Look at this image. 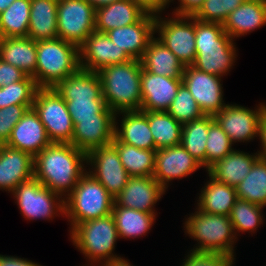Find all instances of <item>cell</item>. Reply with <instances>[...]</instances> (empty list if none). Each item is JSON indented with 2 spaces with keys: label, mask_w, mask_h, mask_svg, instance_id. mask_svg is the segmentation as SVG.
<instances>
[{
  "label": "cell",
  "mask_w": 266,
  "mask_h": 266,
  "mask_svg": "<svg viewBox=\"0 0 266 266\" xmlns=\"http://www.w3.org/2000/svg\"><path fill=\"white\" fill-rule=\"evenodd\" d=\"M37 41L29 37L0 38V59L28 76L36 71Z\"/></svg>",
  "instance_id": "29"
},
{
  "label": "cell",
  "mask_w": 266,
  "mask_h": 266,
  "mask_svg": "<svg viewBox=\"0 0 266 266\" xmlns=\"http://www.w3.org/2000/svg\"><path fill=\"white\" fill-rule=\"evenodd\" d=\"M71 143L86 154L91 150L112 143L115 116L75 119Z\"/></svg>",
  "instance_id": "21"
},
{
  "label": "cell",
  "mask_w": 266,
  "mask_h": 266,
  "mask_svg": "<svg viewBox=\"0 0 266 266\" xmlns=\"http://www.w3.org/2000/svg\"><path fill=\"white\" fill-rule=\"evenodd\" d=\"M28 75L0 59V88L24 80Z\"/></svg>",
  "instance_id": "44"
},
{
  "label": "cell",
  "mask_w": 266,
  "mask_h": 266,
  "mask_svg": "<svg viewBox=\"0 0 266 266\" xmlns=\"http://www.w3.org/2000/svg\"><path fill=\"white\" fill-rule=\"evenodd\" d=\"M141 71V60L131 59L121 64L108 65L97 72L106 106L115 114L140 110Z\"/></svg>",
  "instance_id": "4"
},
{
  "label": "cell",
  "mask_w": 266,
  "mask_h": 266,
  "mask_svg": "<svg viewBox=\"0 0 266 266\" xmlns=\"http://www.w3.org/2000/svg\"><path fill=\"white\" fill-rule=\"evenodd\" d=\"M222 77L205 73L193 66L184 68L182 83L194 97L204 115L214 116L227 104L224 100Z\"/></svg>",
  "instance_id": "15"
},
{
  "label": "cell",
  "mask_w": 266,
  "mask_h": 266,
  "mask_svg": "<svg viewBox=\"0 0 266 266\" xmlns=\"http://www.w3.org/2000/svg\"><path fill=\"white\" fill-rule=\"evenodd\" d=\"M235 188L239 199L266 207V159L259 157L252 170Z\"/></svg>",
  "instance_id": "37"
},
{
  "label": "cell",
  "mask_w": 266,
  "mask_h": 266,
  "mask_svg": "<svg viewBox=\"0 0 266 266\" xmlns=\"http://www.w3.org/2000/svg\"><path fill=\"white\" fill-rule=\"evenodd\" d=\"M156 15L155 36L186 66L196 59L195 18L167 13ZM158 33V34H157Z\"/></svg>",
  "instance_id": "10"
},
{
  "label": "cell",
  "mask_w": 266,
  "mask_h": 266,
  "mask_svg": "<svg viewBox=\"0 0 266 266\" xmlns=\"http://www.w3.org/2000/svg\"><path fill=\"white\" fill-rule=\"evenodd\" d=\"M166 192L153 176H132L129 177L122 191L114 198L113 206L158 214L155 206Z\"/></svg>",
  "instance_id": "18"
},
{
  "label": "cell",
  "mask_w": 266,
  "mask_h": 266,
  "mask_svg": "<svg viewBox=\"0 0 266 266\" xmlns=\"http://www.w3.org/2000/svg\"><path fill=\"white\" fill-rule=\"evenodd\" d=\"M147 118L155 150L181 145L183 125L167 111H147Z\"/></svg>",
  "instance_id": "34"
},
{
  "label": "cell",
  "mask_w": 266,
  "mask_h": 266,
  "mask_svg": "<svg viewBox=\"0 0 266 266\" xmlns=\"http://www.w3.org/2000/svg\"><path fill=\"white\" fill-rule=\"evenodd\" d=\"M235 146L219 124L213 120L209 124L206 142V171L216 162L233 151Z\"/></svg>",
  "instance_id": "41"
},
{
  "label": "cell",
  "mask_w": 266,
  "mask_h": 266,
  "mask_svg": "<svg viewBox=\"0 0 266 266\" xmlns=\"http://www.w3.org/2000/svg\"><path fill=\"white\" fill-rule=\"evenodd\" d=\"M264 209V207L247 200L237 199L229 215L237 238L241 236L240 232L242 234L248 232L253 236L258 228L264 225Z\"/></svg>",
  "instance_id": "38"
},
{
  "label": "cell",
  "mask_w": 266,
  "mask_h": 266,
  "mask_svg": "<svg viewBox=\"0 0 266 266\" xmlns=\"http://www.w3.org/2000/svg\"><path fill=\"white\" fill-rule=\"evenodd\" d=\"M212 115H204L198 120L190 121L182 127L181 145L206 169V142Z\"/></svg>",
  "instance_id": "35"
},
{
  "label": "cell",
  "mask_w": 266,
  "mask_h": 266,
  "mask_svg": "<svg viewBox=\"0 0 266 266\" xmlns=\"http://www.w3.org/2000/svg\"><path fill=\"white\" fill-rule=\"evenodd\" d=\"M138 5L144 12L159 15L165 14L166 9L169 8V0H130ZM165 11V12H164Z\"/></svg>",
  "instance_id": "46"
},
{
  "label": "cell",
  "mask_w": 266,
  "mask_h": 266,
  "mask_svg": "<svg viewBox=\"0 0 266 266\" xmlns=\"http://www.w3.org/2000/svg\"><path fill=\"white\" fill-rule=\"evenodd\" d=\"M114 216L119 239L141 238L152 230L158 214L147 213L132 208L113 206Z\"/></svg>",
  "instance_id": "32"
},
{
  "label": "cell",
  "mask_w": 266,
  "mask_h": 266,
  "mask_svg": "<svg viewBox=\"0 0 266 266\" xmlns=\"http://www.w3.org/2000/svg\"><path fill=\"white\" fill-rule=\"evenodd\" d=\"M31 0H15L0 14V38L27 37Z\"/></svg>",
  "instance_id": "36"
},
{
  "label": "cell",
  "mask_w": 266,
  "mask_h": 266,
  "mask_svg": "<svg viewBox=\"0 0 266 266\" xmlns=\"http://www.w3.org/2000/svg\"><path fill=\"white\" fill-rule=\"evenodd\" d=\"M183 221L186 236L196 244L190 250L198 252H218L236 255L238 238L229 216L203 213L195 207Z\"/></svg>",
  "instance_id": "6"
},
{
  "label": "cell",
  "mask_w": 266,
  "mask_h": 266,
  "mask_svg": "<svg viewBox=\"0 0 266 266\" xmlns=\"http://www.w3.org/2000/svg\"><path fill=\"white\" fill-rule=\"evenodd\" d=\"M80 68L98 72L101 68L121 64L132 58L114 44L106 33L94 31L79 47Z\"/></svg>",
  "instance_id": "17"
},
{
  "label": "cell",
  "mask_w": 266,
  "mask_h": 266,
  "mask_svg": "<svg viewBox=\"0 0 266 266\" xmlns=\"http://www.w3.org/2000/svg\"><path fill=\"white\" fill-rule=\"evenodd\" d=\"M175 0H169V4H173ZM178 7L176 6L172 13L179 16H194L200 7L202 6L204 0H177Z\"/></svg>",
  "instance_id": "45"
},
{
  "label": "cell",
  "mask_w": 266,
  "mask_h": 266,
  "mask_svg": "<svg viewBox=\"0 0 266 266\" xmlns=\"http://www.w3.org/2000/svg\"><path fill=\"white\" fill-rule=\"evenodd\" d=\"M53 89L64 99L72 118L88 119L96 116H115L106 106L99 74L79 69L58 82Z\"/></svg>",
  "instance_id": "3"
},
{
  "label": "cell",
  "mask_w": 266,
  "mask_h": 266,
  "mask_svg": "<svg viewBox=\"0 0 266 266\" xmlns=\"http://www.w3.org/2000/svg\"><path fill=\"white\" fill-rule=\"evenodd\" d=\"M246 0H204L198 12L193 16L202 22L223 24L228 15Z\"/></svg>",
  "instance_id": "42"
},
{
  "label": "cell",
  "mask_w": 266,
  "mask_h": 266,
  "mask_svg": "<svg viewBox=\"0 0 266 266\" xmlns=\"http://www.w3.org/2000/svg\"><path fill=\"white\" fill-rule=\"evenodd\" d=\"M156 16L146 13L138 22L106 32L110 40L132 58L141 60L155 36Z\"/></svg>",
  "instance_id": "20"
},
{
  "label": "cell",
  "mask_w": 266,
  "mask_h": 266,
  "mask_svg": "<svg viewBox=\"0 0 266 266\" xmlns=\"http://www.w3.org/2000/svg\"><path fill=\"white\" fill-rule=\"evenodd\" d=\"M266 26V0H246L223 23L224 31L236 41Z\"/></svg>",
  "instance_id": "25"
},
{
  "label": "cell",
  "mask_w": 266,
  "mask_h": 266,
  "mask_svg": "<svg viewBox=\"0 0 266 266\" xmlns=\"http://www.w3.org/2000/svg\"><path fill=\"white\" fill-rule=\"evenodd\" d=\"M39 87L32 76L0 88V108L10 105L33 107L35 94Z\"/></svg>",
  "instance_id": "39"
},
{
  "label": "cell",
  "mask_w": 266,
  "mask_h": 266,
  "mask_svg": "<svg viewBox=\"0 0 266 266\" xmlns=\"http://www.w3.org/2000/svg\"><path fill=\"white\" fill-rule=\"evenodd\" d=\"M112 144L116 147L120 161L130 177L153 176L156 150L140 149L122 143L115 137Z\"/></svg>",
  "instance_id": "33"
},
{
  "label": "cell",
  "mask_w": 266,
  "mask_h": 266,
  "mask_svg": "<svg viewBox=\"0 0 266 266\" xmlns=\"http://www.w3.org/2000/svg\"><path fill=\"white\" fill-rule=\"evenodd\" d=\"M87 167V172L98 180L113 198L122 191L130 177L112 143L88 152Z\"/></svg>",
  "instance_id": "14"
},
{
  "label": "cell",
  "mask_w": 266,
  "mask_h": 266,
  "mask_svg": "<svg viewBox=\"0 0 266 266\" xmlns=\"http://www.w3.org/2000/svg\"><path fill=\"white\" fill-rule=\"evenodd\" d=\"M51 143L38 114L31 108L14 126L6 145L27 152L34 158Z\"/></svg>",
  "instance_id": "22"
},
{
  "label": "cell",
  "mask_w": 266,
  "mask_h": 266,
  "mask_svg": "<svg viewBox=\"0 0 266 266\" xmlns=\"http://www.w3.org/2000/svg\"><path fill=\"white\" fill-rule=\"evenodd\" d=\"M114 198L91 174L86 172L74 189L64 198L68 232L79 223L112 213Z\"/></svg>",
  "instance_id": "8"
},
{
  "label": "cell",
  "mask_w": 266,
  "mask_h": 266,
  "mask_svg": "<svg viewBox=\"0 0 266 266\" xmlns=\"http://www.w3.org/2000/svg\"><path fill=\"white\" fill-rule=\"evenodd\" d=\"M69 236L87 261L82 266H101L122 257L114 251L119 237L112 213L79 223L70 230Z\"/></svg>",
  "instance_id": "5"
},
{
  "label": "cell",
  "mask_w": 266,
  "mask_h": 266,
  "mask_svg": "<svg viewBox=\"0 0 266 266\" xmlns=\"http://www.w3.org/2000/svg\"><path fill=\"white\" fill-rule=\"evenodd\" d=\"M146 12L130 0H119L96 8L95 30L106 33L138 22Z\"/></svg>",
  "instance_id": "28"
},
{
  "label": "cell",
  "mask_w": 266,
  "mask_h": 266,
  "mask_svg": "<svg viewBox=\"0 0 266 266\" xmlns=\"http://www.w3.org/2000/svg\"><path fill=\"white\" fill-rule=\"evenodd\" d=\"M80 69L79 47L60 38L37 41L36 71L39 88H53Z\"/></svg>",
  "instance_id": "7"
},
{
  "label": "cell",
  "mask_w": 266,
  "mask_h": 266,
  "mask_svg": "<svg viewBox=\"0 0 266 266\" xmlns=\"http://www.w3.org/2000/svg\"><path fill=\"white\" fill-rule=\"evenodd\" d=\"M58 0H31L27 37L34 41L58 38Z\"/></svg>",
  "instance_id": "31"
},
{
  "label": "cell",
  "mask_w": 266,
  "mask_h": 266,
  "mask_svg": "<svg viewBox=\"0 0 266 266\" xmlns=\"http://www.w3.org/2000/svg\"><path fill=\"white\" fill-rule=\"evenodd\" d=\"M0 266H43L27 258L0 254Z\"/></svg>",
  "instance_id": "47"
},
{
  "label": "cell",
  "mask_w": 266,
  "mask_h": 266,
  "mask_svg": "<svg viewBox=\"0 0 266 266\" xmlns=\"http://www.w3.org/2000/svg\"><path fill=\"white\" fill-rule=\"evenodd\" d=\"M114 137L122 143L140 149L155 150L154 139L148 123L147 111L138 110L116 113Z\"/></svg>",
  "instance_id": "24"
},
{
  "label": "cell",
  "mask_w": 266,
  "mask_h": 266,
  "mask_svg": "<svg viewBox=\"0 0 266 266\" xmlns=\"http://www.w3.org/2000/svg\"><path fill=\"white\" fill-rule=\"evenodd\" d=\"M96 8L87 0H58V38L80 47L95 31Z\"/></svg>",
  "instance_id": "12"
},
{
  "label": "cell",
  "mask_w": 266,
  "mask_h": 266,
  "mask_svg": "<svg viewBox=\"0 0 266 266\" xmlns=\"http://www.w3.org/2000/svg\"><path fill=\"white\" fill-rule=\"evenodd\" d=\"M258 158L257 151L249 154L246 151L234 149L206 172L217 181L236 187L252 170Z\"/></svg>",
  "instance_id": "26"
},
{
  "label": "cell",
  "mask_w": 266,
  "mask_h": 266,
  "mask_svg": "<svg viewBox=\"0 0 266 266\" xmlns=\"http://www.w3.org/2000/svg\"><path fill=\"white\" fill-rule=\"evenodd\" d=\"M10 194L27 221H52L65 216L64 198L34 177L20 183Z\"/></svg>",
  "instance_id": "9"
},
{
  "label": "cell",
  "mask_w": 266,
  "mask_h": 266,
  "mask_svg": "<svg viewBox=\"0 0 266 266\" xmlns=\"http://www.w3.org/2000/svg\"><path fill=\"white\" fill-rule=\"evenodd\" d=\"M91 5H93L95 8H98L100 6H104L119 0H87Z\"/></svg>",
  "instance_id": "49"
},
{
  "label": "cell",
  "mask_w": 266,
  "mask_h": 266,
  "mask_svg": "<svg viewBox=\"0 0 266 266\" xmlns=\"http://www.w3.org/2000/svg\"><path fill=\"white\" fill-rule=\"evenodd\" d=\"M140 111H167L182 84V78L155 75L142 67Z\"/></svg>",
  "instance_id": "19"
},
{
  "label": "cell",
  "mask_w": 266,
  "mask_h": 266,
  "mask_svg": "<svg viewBox=\"0 0 266 266\" xmlns=\"http://www.w3.org/2000/svg\"><path fill=\"white\" fill-rule=\"evenodd\" d=\"M15 0H0V14L6 10Z\"/></svg>",
  "instance_id": "50"
},
{
  "label": "cell",
  "mask_w": 266,
  "mask_h": 266,
  "mask_svg": "<svg viewBox=\"0 0 266 266\" xmlns=\"http://www.w3.org/2000/svg\"><path fill=\"white\" fill-rule=\"evenodd\" d=\"M25 105H10L0 108V145H6L14 126L26 113Z\"/></svg>",
  "instance_id": "43"
},
{
  "label": "cell",
  "mask_w": 266,
  "mask_h": 266,
  "mask_svg": "<svg viewBox=\"0 0 266 266\" xmlns=\"http://www.w3.org/2000/svg\"><path fill=\"white\" fill-rule=\"evenodd\" d=\"M201 168L202 165L182 145L165 147L156 150L153 177L168 191L173 180H182Z\"/></svg>",
  "instance_id": "16"
},
{
  "label": "cell",
  "mask_w": 266,
  "mask_h": 266,
  "mask_svg": "<svg viewBox=\"0 0 266 266\" xmlns=\"http://www.w3.org/2000/svg\"><path fill=\"white\" fill-rule=\"evenodd\" d=\"M34 178L65 198L87 172V154L70 143H51L34 157Z\"/></svg>",
  "instance_id": "1"
},
{
  "label": "cell",
  "mask_w": 266,
  "mask_h": 266,
  "mask_svg": "<svg viewBox=\"0 0 266 266\" xmlns=\"http://www.w3.org/2000/svg\"><path fill=\"white\" fill-rule=\"evenodd\" d=\"M167 112L182 125L204 116L194 97L183 83L180 85Z\"/></svg>",
  "instance_id": "40"
},
{
  "label": "cell",
  "mask_w": 266,
  "mask_h": 266,
  "mask_svg": "<svg viewBox=\"0 0 266 266\" xmlns=\"http://www.w3.org/2000/svg\"><path fill=\"white\" fill-rule=\"evenodd\" d=\"M234 41L223 24L195 19L196 59L192 66L223 78L234 68L238 57Z\"/></svg>",
  "instance_id": "2"
},
{
  "label": "cell",
  "mask_w": 266,
  "mask_h": 266,
  "mask_svg": "<svg viewBox=\"0 0 266 266\" xmlns=\"http://www.w3.org/2000/svg\"><path fill=\"white\" fill-rule=\"evenodd\" d=\"M52 143H71L73 122L66 102L53 88H39L33 107Z\"/></svg>",
  "instance_id": "11"
},
{
  "label": "cell",
  "mask_w": 266,
  "mask_h": 266,
  "mask_svg": "<svg viewBox=\"0 0 266 266\" xmlns=\"http://www.w3.org/2000/svg\"><path fill=\"white\" fill-rule=\"evenodd\" d=\"M207 180L197 197L195 207L208 214L229 216L237 201L236 188L217 181L207 173Z\"/></svg>",
  "instance_id": "27"
},
{
  "label": "cell",
  "mask_w": 266,
  "mask_h": 266,
  "mask_svg": "<svg viewBox=\"0 0 266 266\" xmlns=\"http://www.w3.org/2000/svg\"><path fill=\"white\" fill-rule=\"evenodd\" d=\"M142 67L155 75L182 78L184 65L160 40L154 36L141 59Z\"/></svg>",
  "instance_id": "30"
},
{
  "label": "cell",
  "mask_w": 266,
  "mask_h": 266,
  "mask_svg": "<svg viewBox=\"0 0 266 266\" xmlns=\"http://www.w3.org/2000/svg\"><path fill=\"white\" fill-rule=\"evenodd\" d=\"M260 150H257L260 158L266 159V108L262 112L259 124Z\"/></svg>",
  "instance_id": "48"
},
{
  "label": "cell",
  "mask_w": 266,
  "mask_h": 266,
  "mask_svg": "<svg viewBox=\"0 0 266 266\" xmlns=\"http://www.w3.org/2000/svg\"><path fill=\"white\" fill-rule=\"evenodd\" d=\"M34 158L27 152L0 145V190L11 193L34 177Z\"/></svg>",
  "instance_id": "23"
},
{
  "label": "cell",
  "mask_w": 266,
  "mask_h": 266,
  "mask_svg": "<svg viewBox=\"0 0 266 266\" xmlns=\"http://www.w3.org/2000/svg\"><path fill=\"white\" fill-rule=\"evenodd\" d=\"M250 109L243 105L227 103L213 117L233 144L252 142L259 138V124L266 102H259L258 106Z\"/></svg>",
  "instance_id": "13"
}]
</instances>
